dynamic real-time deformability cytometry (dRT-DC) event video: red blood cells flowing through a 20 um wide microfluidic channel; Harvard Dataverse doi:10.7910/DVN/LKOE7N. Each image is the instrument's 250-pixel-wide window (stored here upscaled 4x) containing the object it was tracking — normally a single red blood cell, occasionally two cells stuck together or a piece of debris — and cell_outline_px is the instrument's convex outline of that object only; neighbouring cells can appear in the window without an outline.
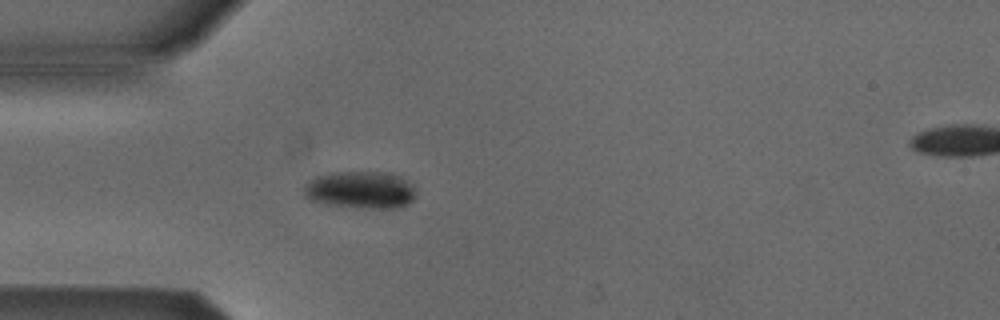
{"species": "Egyptian fruit bat (a non-hibernating species)", "species_latin": "Rousettus aegyptiacus", "temperature_condition": "cold", "stored_images_in_passage": 2, "segment_of_instrument_passage": [1, 2], "camera_frame_rate_fps": 3000, "um_per_image_px": 0.085, "animal": {"sex": "male"}, "frame": {"image": 1, "passage_image": 1, "time_ms": 0.0, "image_size_px": [1000, 320], "cell_outline_px": [[416, 196], [408, 204], [400, 208], [356, 208], [324, 204], [312, 200], [304, 192], [304, 184], [308, 180], [316, 176], [332, 172], [384, 172], [400, 176], [412, 188]], "centroid_in_image_um": [30.61, 16.15], "position_along_channel_um": 54.4, "area_um2": 24.33}}